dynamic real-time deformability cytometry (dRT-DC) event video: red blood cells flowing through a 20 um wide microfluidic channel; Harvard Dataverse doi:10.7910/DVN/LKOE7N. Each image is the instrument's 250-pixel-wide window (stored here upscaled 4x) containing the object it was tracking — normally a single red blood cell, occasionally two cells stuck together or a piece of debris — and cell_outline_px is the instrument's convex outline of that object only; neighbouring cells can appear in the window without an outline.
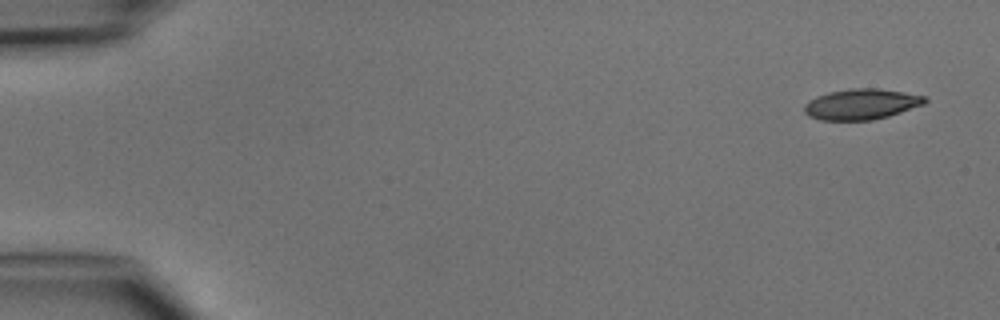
{"species": "common noctule bat (a hibernating species)", "species_latin": "Nyctalus noctula", "temperature_condition": "cold", "stored_images_in_passage": 5, "camera_frame_rate_fps": 3000, "um_per_image_px": 0.085, "animal": {"sex": "male", "body_mass_g": 15.6}, "frame": {"image": 1, "passage_image": 1, "time_ms": 0.0, "image_size_px": [1000, 320], "cell_outline_px": [[928, 100], [924, 104], [888, 116], [872, 120], [820, 120], [808, 116], [804, 112], [804, 104], [808, 100], [816, 96], [828, 92], [852, 88], [876, 88], [904, 92], [924, 96]], "centroid_in_image_um": [73.17, 8.85], "position_along_channel_um": 11.8, "area_um2": 21.56}}
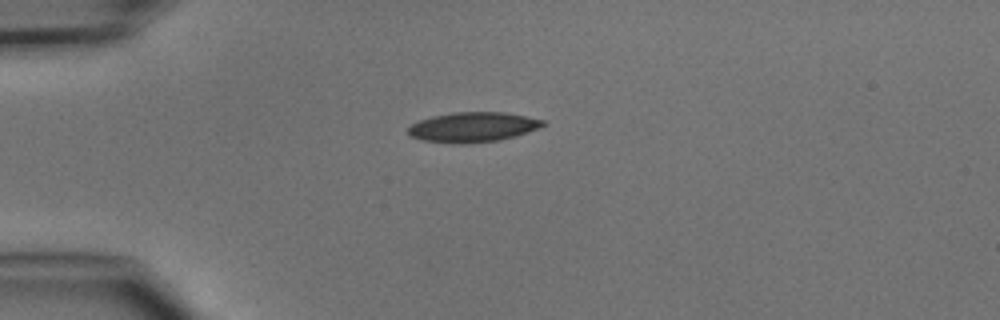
{"frame": {"image": 2, "passage_image": 4, "time_ms": 3.333, "image_size_px": [1000, 320], "cell_outline_px": [[548, 124], [516, 136], [500, 140], [464, 144], [452, 144], [424, 140], [408, 136], [408, 128], [412, 124], [420, 120], [432, 116], [452, 112], [504, 112], [544, 120]], "centroid_in_image_um": [40.18, 10.81], "position_along_channel_um": 44.8, "area_um2": 23.58}}
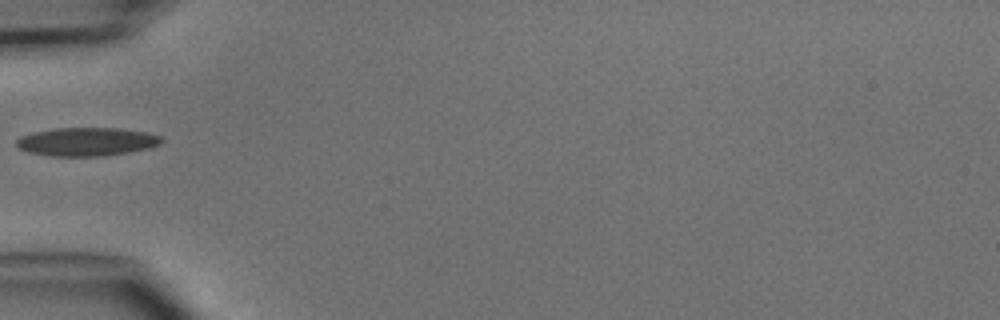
{"frame": {"image": 3, "passage_image": 5, "time_ms": 4.667, "image_size_px": [1000, 320], "cell_outline_px": [[164, 140], [160, 144], [152, 148], [104, 156], [52, 156], [28, 152], [20, 148], [16, 144], [16, 140], [20, 136], [52, 128], [120, 128], [148, 132], [160, 136]], "centroid_in_image_um": [7.41, 12.04], "position_along_channel_um": 77.6, "area_um2": 24.16}}